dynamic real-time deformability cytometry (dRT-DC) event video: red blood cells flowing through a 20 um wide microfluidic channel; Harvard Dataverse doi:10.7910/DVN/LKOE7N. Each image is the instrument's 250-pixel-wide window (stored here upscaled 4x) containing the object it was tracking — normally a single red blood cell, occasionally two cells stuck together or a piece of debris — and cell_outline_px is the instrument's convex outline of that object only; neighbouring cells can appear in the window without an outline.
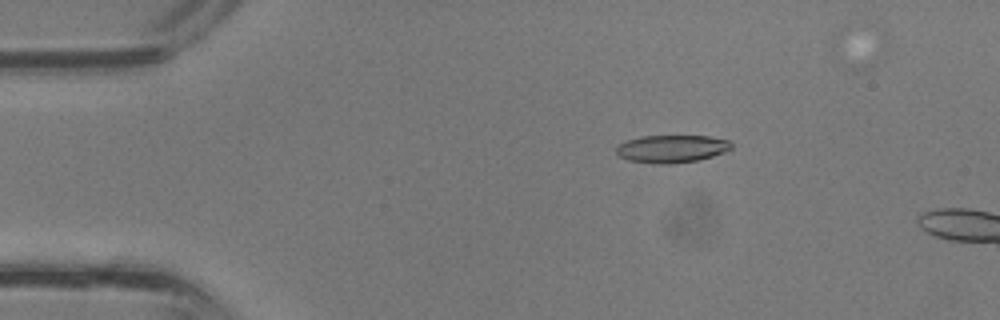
{"species": "common noctule bat (a hibernating species)", "species_latin": "Nyctalus noctula", "temperature_condition": "room temperature", "stored_images_in_passage": 9, "camera_frame_rate_fps": 3000, "um_per_image_px": 0.085, "animal": {"sex": "male", "body_mass_g": 13.3}, "frame": {"image": 1, "passage_image": 7, "time_ms": 2.0, "image_size_px": [1000, 320], "cell_outline_px": [[732, 148], [724, 152], [712, 156], [696, 160], [668, 164], [652, 164], [628, 160], [620, 156], [616, 152], [616, 148], [620, 144], [628, 140], [640, 136], [708, 136], [728, 140], [732, 144]], "centroid_in_image_um": [57.09, 12.65], "position_along_channel_um": 27.9, "area_um2": 18.44}}